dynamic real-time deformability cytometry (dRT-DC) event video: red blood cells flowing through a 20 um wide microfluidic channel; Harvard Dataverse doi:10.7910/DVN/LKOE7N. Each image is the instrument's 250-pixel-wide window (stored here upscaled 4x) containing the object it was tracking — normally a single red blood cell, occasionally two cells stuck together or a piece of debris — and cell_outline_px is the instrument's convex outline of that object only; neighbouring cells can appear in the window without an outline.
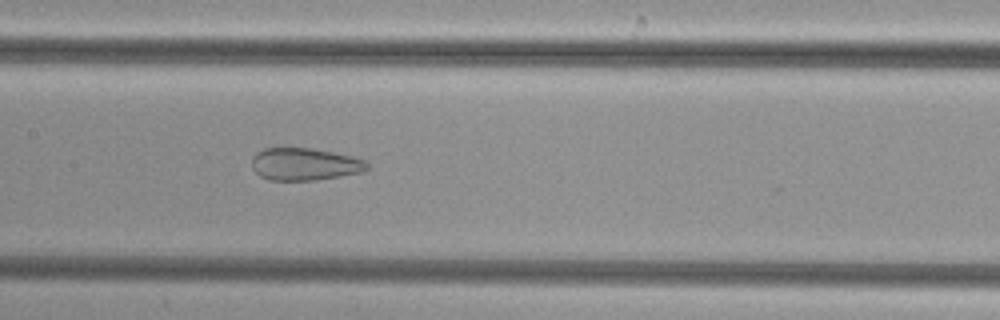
{"species": "common noctule bat (a hibernating species)", "species_latin": "Nyctalus noctula", "temperature_condition": "cold", "stored_images_in_passage": 49, "camera_frame_rate_fps": 3000, "um_per_image_px": 0.085, "animal": {"sex": "female", "body_mass_g": 29.2, "forearm_length_mm": 56.3}, "frame": {"image": 1, "passage_image": 25, "time_ms": 8.0, "image_size_px": [1000, 320], "cell_outline_px": [[368, 168], [360, 172], [340, 176], [316, 180], [272, 180], [260, 176], [252, 168], [252, 156], [256, 152], [264, 148], [312, 148], [352, 156], [364, 160], [368, 164]], "centroid_in_image_um": [25.87, 13.95], "position_along_channel_um": 181.5, "area_um2": 21.68}}
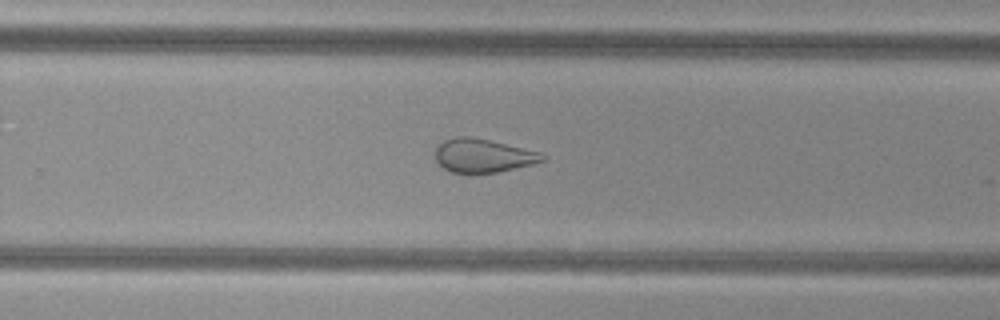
{"frame": {"image": 2, "passage_image": 33, "time_ms": 10.667, "image_size_px": [1000, 320], "cell_outline_px": [[548, 156], [544, 160], [532, 164], [496, 172], [452, 172], [444, 168], [436, 160], [436, 148], [444, 140], [456, 136], [468, 136], [488, 140], [540, 152]], "centroid_in_image_um": [41.06, 13.21], "position_along_channel_um": 288.7, "area_um2": 20.52}}
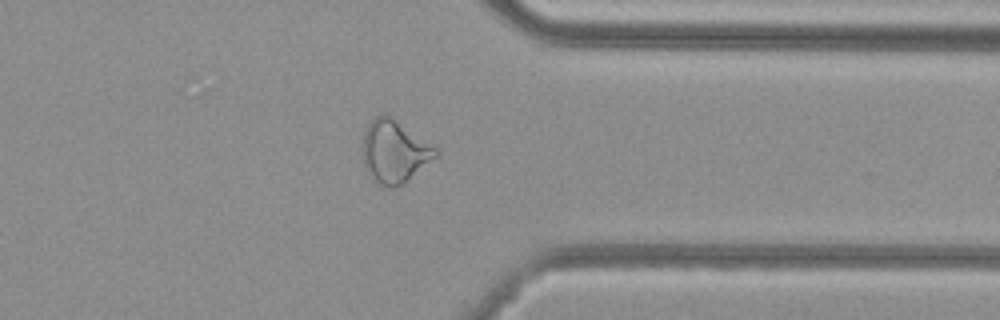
{"frame": {"image": 3, "passage_image": 40, "time_ms": 13.0, "image_size_px": [1000, 320], "cell_outline_px": [[440, 156], [404, 184], [380, 184], [368, 172], [364, 164], [364, 128], [376, 116], [384, 112], [388, 112], [440, 148]], "centroid_in_image_um": [33.64, 12.79], "position_along_channel_um": 377.8, "area_um2": 27.17}}